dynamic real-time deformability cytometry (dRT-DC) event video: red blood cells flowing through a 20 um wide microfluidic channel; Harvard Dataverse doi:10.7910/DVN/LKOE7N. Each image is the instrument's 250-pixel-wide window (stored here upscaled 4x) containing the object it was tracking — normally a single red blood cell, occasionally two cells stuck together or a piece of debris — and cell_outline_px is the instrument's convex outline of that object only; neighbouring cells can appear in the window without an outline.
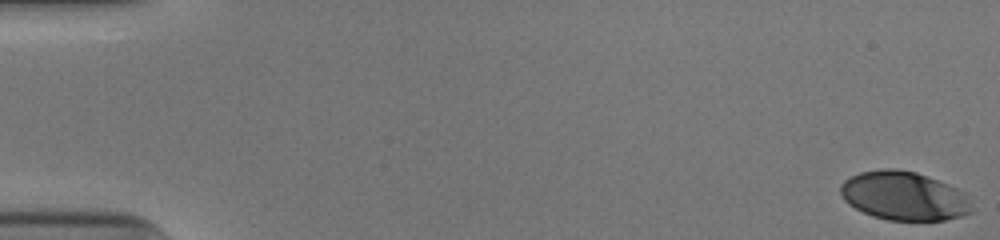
{"species": "human", "species_latin": "Homo sapiens", "temperature_condition": "cold", "stored_images_in_passage": 53, "camera_frame_rate_fps": 3000, "um_per_image_px": 0.085, "donor": {"sex": "male"}, "frame": {"image": 1, "passage_image": 1, "time_ms": 0.0, "image_size_px": [1000, 240], "cell_outline_px": [[972, 212], [960, 216], [944, 220], [888, 220], [872, 216], [848, 204], [844, 200], [840, 192], [840, 184], [844, 180], [860, 172], [884, 168], [896, 168], [916, 172], [948, 184], [964, 192]], "centroid_in_image_um": [76.79, 16.64], "position_along_channel_um": 8.2, "area_um2": 37.11}}
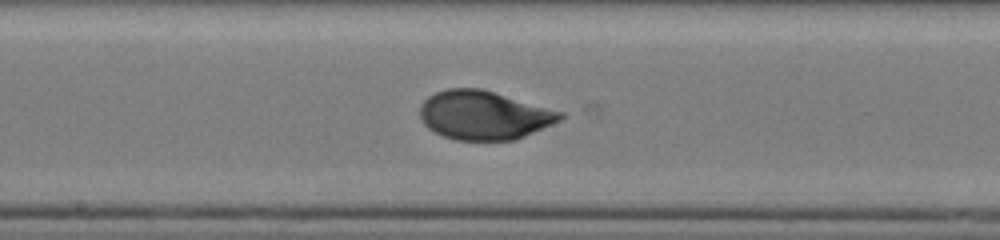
{"frame": {"image": 2, "passage_image": 29, "time_ms": 9.333, "image_size_px": [1000, 240], "cell_outline_px": [[564, 116], [560, 120], [552, 124], [516, 140], [456, 140], [444, 136], [428, 128], [420, 120], [420, 104], [428, 96], [436, 92], [448, 88], [480, 88], [564, 112]], "centroid_in_image_um": [41.11, 9.79], "position_along_channel_um": 207.1, "area_um2": 39.82}}
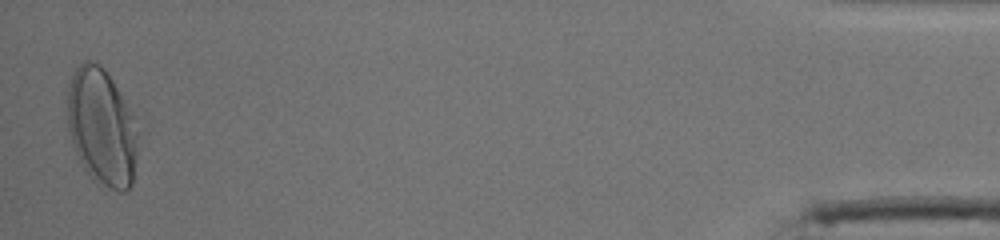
{"frame": {"image": 3, "passage_image": 52, "time_ms": 17.0, "image_size_px": [1000, 240], "cell_outline_px": [[136, 156], [132, 184], [124, 192], [120, 192], [92, 180], [84, 168], [72, 144], [68, 128], [68, 84], [76, 68], [84, 60], [88, 60], [100, 64], [104, 68], [112, 80], [124, 100], [132, 116], [136, 132]], "centroid_in_image_um": [8.62, 10.81], "position_along_channel_um": 426.6, "area_um2": 47.45}, "authors_computed_cell_mechanics": {"area_um2": 39.1306, "velocity_mm_per_s": 3.9507, "shape_relaxation_time_tau1_ms": 5.0842, "shape_relaxation_time_tau2_ms": null, "deformation_change_tau1": 0.2209, "deformation_change_tau2": null}}